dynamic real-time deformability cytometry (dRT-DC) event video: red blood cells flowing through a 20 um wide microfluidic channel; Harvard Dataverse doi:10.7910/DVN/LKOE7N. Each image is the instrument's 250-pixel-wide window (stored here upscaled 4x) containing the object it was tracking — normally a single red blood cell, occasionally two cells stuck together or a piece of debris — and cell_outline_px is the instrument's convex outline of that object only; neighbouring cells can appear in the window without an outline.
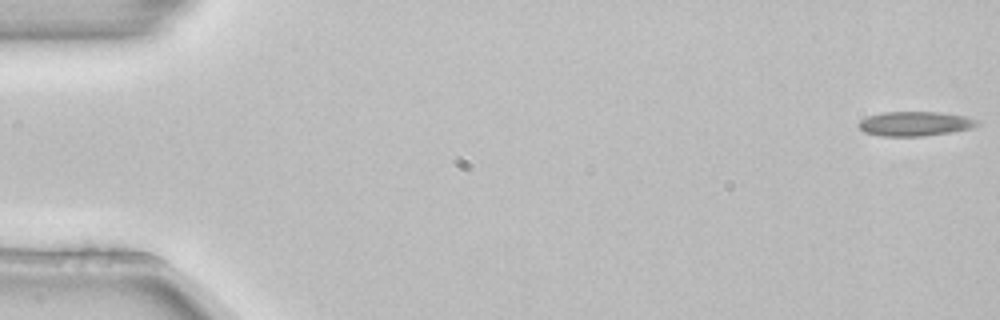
{"species": "common noctule bat (a hibernating species)", "species_latin": "Nyctalus noctula", "temperature_condition": "room temperature", "stored_images_in_passage": 4, "camera_frame_rate_fps": 3000, "um_per_image_px": 0.085, "animal": {"sex": "female", "body_mass_g": 22.7, "forearm_length_mm": 54.2}, "frame": {"image": 1, "passage_image": 1, "time_ms": 0.0, "image_size_px": [1000, 320], "cell_outline_px": [[980, 124], [972, 128], [924, 136], [880, 136], [864, 132], [856, 124], [860, 120], [868, 116], [884, 112], [940, 112], [964, 116], [980, 120]], "centroid_in_image_um": [77.77, 10.51], "position_along_channel_um": 7.2, "area_um2": 16.94}}
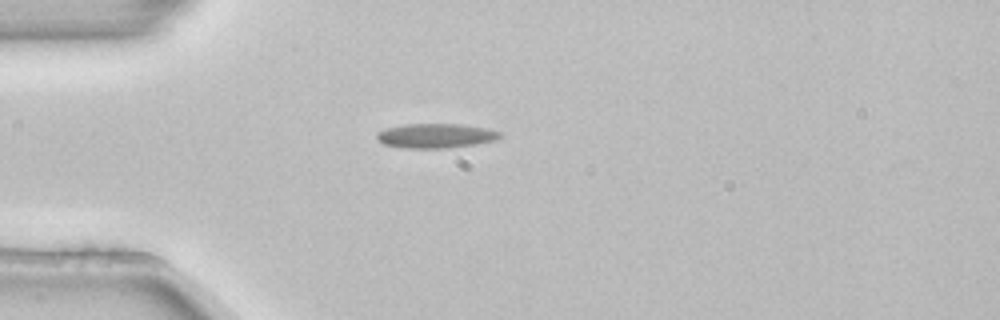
{"frame": {"image": 2, "passage_image": 4, "time_ms": 1.0, "image_size_px": [1000, 320], "cell_outline_px": [[504, 136], [496, 140], [476, 144], [444, 148], [404, 148], [384, 144], [376, 136], [376, 132], [388, 128], [404, 124], [460, 124], [488, 128], [500, 132]], "centroid_in_image_um": [37.08, 11.53], "position_along_channel_um": 47.9, "area_um2": 17.57}}